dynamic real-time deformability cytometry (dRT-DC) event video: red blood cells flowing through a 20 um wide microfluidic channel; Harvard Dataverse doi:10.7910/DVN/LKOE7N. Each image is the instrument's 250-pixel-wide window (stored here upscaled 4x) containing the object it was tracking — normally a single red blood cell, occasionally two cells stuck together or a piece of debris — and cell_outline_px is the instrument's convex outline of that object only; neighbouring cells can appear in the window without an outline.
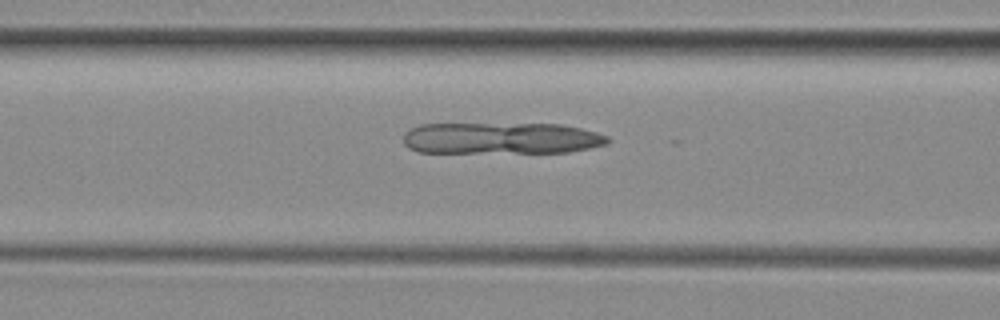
{"species": "common noctule bat (a hibernating species)", "species_latin": "Nyctalus noctula", "temperature_condition": "room temperature", "stored_images_in_passage": 5, "camera_frame_rate_fps": 3000, "um_per_image_px": 0.085, "animal": {"sex": "female", "body_mass_g": 29.2, "forearm_length_mm": 56.3}, "frame": {"image": 1, "passage_image": 5, "time_ms": 6.0, "image_size_px": [1000, 320], "cell_outline_px": [[608, 144], [568, 152], [420, 152], [408, 148], [404, 144], [404, 132], [420, 124], [560, 124], [580, 128], [596, 132], [608, 136]], "centroid_in_image_um": [42.59, 11.75], "position_along_channel_um": 124.0, "area_um2": 37.45}}